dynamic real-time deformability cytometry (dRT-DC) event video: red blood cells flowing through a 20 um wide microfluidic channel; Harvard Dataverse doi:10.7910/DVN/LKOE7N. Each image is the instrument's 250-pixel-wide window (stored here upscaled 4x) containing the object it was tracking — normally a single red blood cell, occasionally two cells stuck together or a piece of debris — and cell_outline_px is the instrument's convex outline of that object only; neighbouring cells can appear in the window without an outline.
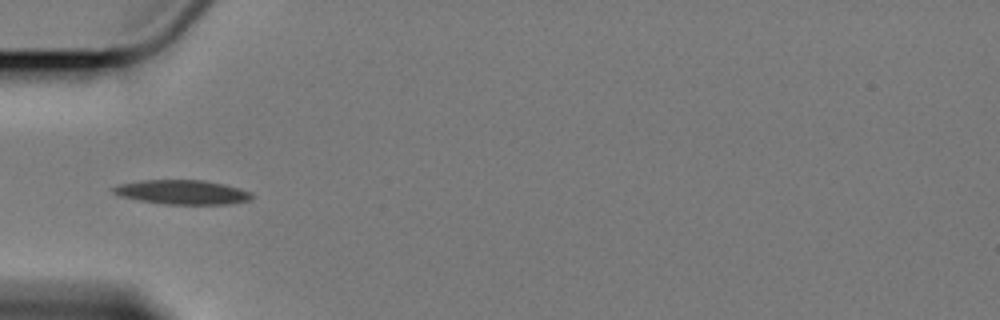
{"species": "Egyptian fruit bat (a non-hibernating species)", "species_latin": "Rousettus aegyptiacus", "temperature_condition": "cold", "stored_images_in_passage": 6, "camera_frame_rate_fps": 3000, "um_per_image_px": 0.085, "animal": {"sex": "female"}, "frame": {"image": 1, "passage_image": 5, "time_ms": 5.0, "image_size_px": [1000, 320], "cell_outline_px": [[252, 196], [248, 200], [228, 204], [164, 204], [140, 200], [120, 196], [112, 192], [112, 188], [120, 184], [140, 180], [204, 180], [224, 184], [240, 188], [252, 192]], "centroid_in_image_um": [15.49, 16.33], "position_along_channel_um": 69.5, "area_um2": 19.54}}